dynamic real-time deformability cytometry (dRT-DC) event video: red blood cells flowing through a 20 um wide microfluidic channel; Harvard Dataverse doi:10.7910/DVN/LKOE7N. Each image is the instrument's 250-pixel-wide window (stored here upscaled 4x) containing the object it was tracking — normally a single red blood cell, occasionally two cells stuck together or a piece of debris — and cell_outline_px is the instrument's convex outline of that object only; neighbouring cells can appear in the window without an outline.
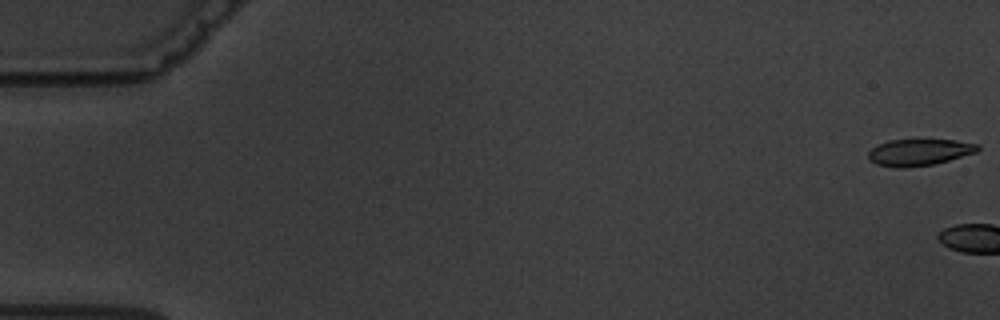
{"species": "common noctule bat (a hibernating species)", "species_latin": "Nyctalus noctula", "temperature_condition": "warm", "stored_images_in_passage": 7, "camera_frame_rate_fps": 3000, "um_per_image_px": 0.085, "animal": {"sex": "male", "body_mass_g": 19.5, "forearm_length_mm": 54.6}, "frame": {"image": 1, "passage_image": 1, "time_ms": 0.0, "image_size_px": [1000, 320], "cell_outline_px": [[980, 148], [976, 152], [948, 160], [932, 164], [908, 168], [896, 168], [876, 164], [868, 160], [868, 152], [876, 144], [888, 140], [956, 140], [980, 144]], "centroid_in_image_um": [78.09, 12.94], "position_along_channel_um": 6.9, "area_um2": 17.05}}
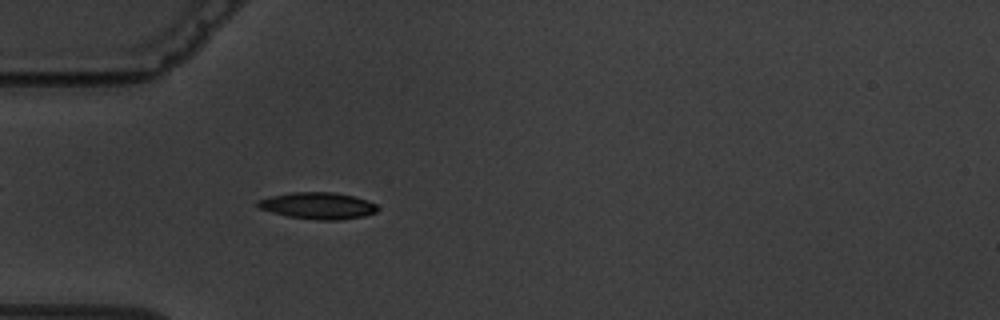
{"frame": {"image": 2, "passage_image": 7, "time_ms": 6.667, "image_size_px": [1000, 320], "cell_outline_px": [[380, 208], [376, 212], [364, 216], [340, 220], [320, 220], [288, 216], [272, 212], [260, 208], [256, 204], [256, 200], [272, 196], [292, 192], [332, 192], [352, 196], [368, 200], [376, 204]], "centroid_in_image_um": [27.05, 17.48], "position_along_channel_um": 58.0, "area_um2": 18.55}}